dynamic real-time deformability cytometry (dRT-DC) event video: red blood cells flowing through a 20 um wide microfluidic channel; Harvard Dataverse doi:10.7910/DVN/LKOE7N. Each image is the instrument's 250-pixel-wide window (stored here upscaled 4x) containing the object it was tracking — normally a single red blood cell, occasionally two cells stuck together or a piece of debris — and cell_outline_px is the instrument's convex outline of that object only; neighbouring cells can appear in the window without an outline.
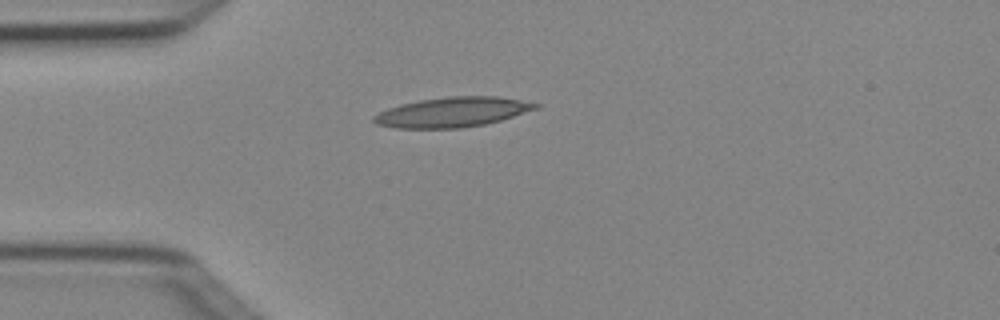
{"species": "Egyptian fruit bat (a non-hibernating species)", "species_latin": "Rousettus aegyptiacus", "temperature_condition": "cold", "stored_images_in_passage": 2, "camera_frame_rate_fps": 3000, "um_per_image_px": 0.085, "animal": {"sex": "female"}, "frame": {"image": 1, "passage_image": 1, "time_ms": 0.0, "image_size_px": [1000, 320], "cell_outline_px": [[540, 108], [500, 120], [484, 124], [460, 128], [396, 128], [376, 124], [372, 120], [372, 116], [388, 108], [400, 104], [420, 100], [448, 96], [496, 96], [520, 100], [540, 104]], "centroid_in_image_um": [38.44, 9.53], "position_along_channel_um": 46.6, "area_um2": 28.09}}